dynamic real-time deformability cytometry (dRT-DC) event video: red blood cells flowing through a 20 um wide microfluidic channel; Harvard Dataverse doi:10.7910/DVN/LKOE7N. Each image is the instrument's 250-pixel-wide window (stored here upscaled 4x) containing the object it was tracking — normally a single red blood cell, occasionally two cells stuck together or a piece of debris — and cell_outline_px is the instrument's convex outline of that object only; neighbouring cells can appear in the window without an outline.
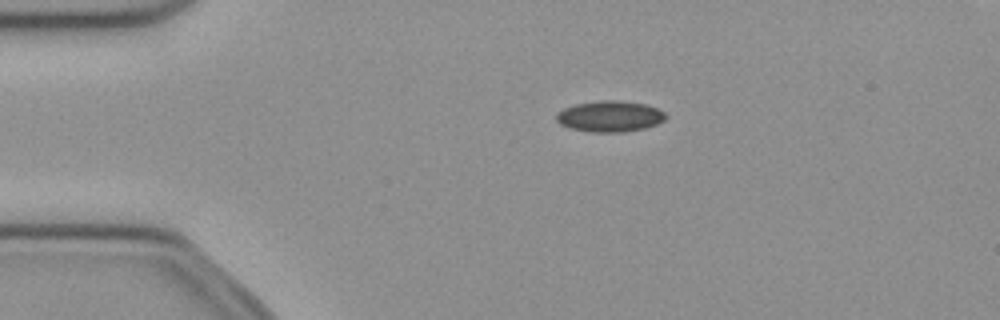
{"species": "common noctule bat (a hibernating species)", "species_latin": "Nyctalus noctula", "temperature_condition": "cold", "stored_images_in_passage": 53, "segment_of_instrument_passage": [1, 2], "camera_frame_rate_fps": 3000, "um_per_image_px": 0.085, "animal": {"sex": "female", "body_mass_g": 21.9}, "frame": {"image": 1, "passage_image": 11, "time_ms": 3.333, "image_size_px": [1000, 320], "cell_outline_px": [[668, 116], [664, 120], [656, 124], [644, 128], [624, 132], [592, 132], [572, 128], [560, 124], [556, 120], [556, 112], [564, 108], [576, 104], [600, 100], [620, 100], [644, 104], [656, 108], [664, 112]], "centroid_in_image_um": [51.83, 9.88], "position_along_channel_um": 33.2, "area_um2": 19.71}}
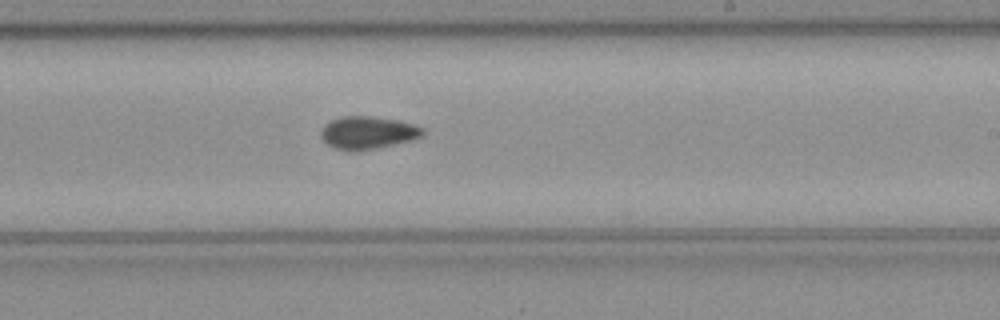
{"frame": {"image": 2, "passage_image": 31, "time_ms": 10.0, "image_size_px": [1000, 320], "cell_outline_px": [[424, 136], [416, 140], [356, 152], [352, 152], [332, 148], [320, 136], [320, 132], [324, 124], [340, 116], [372, 116], [400, 120], [424, 128]], "centroid_in_image_um": [31.28, 11.29], "position_along_channel_um": 257.7, "area_um2": 19.88}}
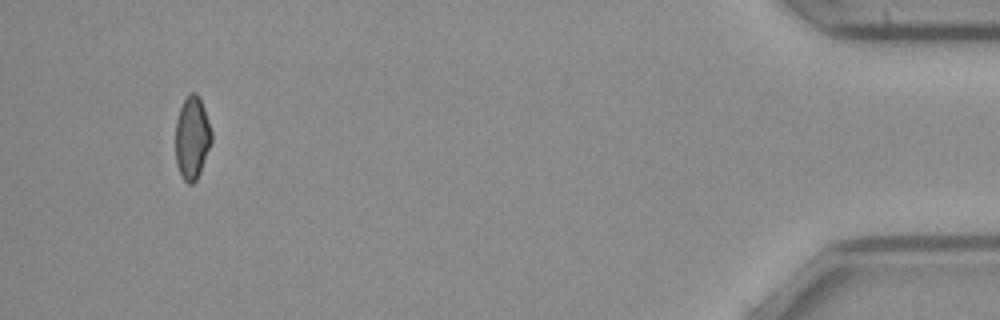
{"frame": {"image": 3, "passage_image": 49, "time_ms": 16.0, "image_size_px": [1000, 320], "cell_outline_px": [[212, 140], [200, 172], [196, 180], [192, 184], [188, 184], [184, 180], [176, 164], [176, 120], [180, 108], [188, 92], [196, 92], [204, 108], [212, 132]], "centroid_in_image_um": [16.32, 11.7], "position_along_channel_um": 418.9, "area_um2": 17.28}}